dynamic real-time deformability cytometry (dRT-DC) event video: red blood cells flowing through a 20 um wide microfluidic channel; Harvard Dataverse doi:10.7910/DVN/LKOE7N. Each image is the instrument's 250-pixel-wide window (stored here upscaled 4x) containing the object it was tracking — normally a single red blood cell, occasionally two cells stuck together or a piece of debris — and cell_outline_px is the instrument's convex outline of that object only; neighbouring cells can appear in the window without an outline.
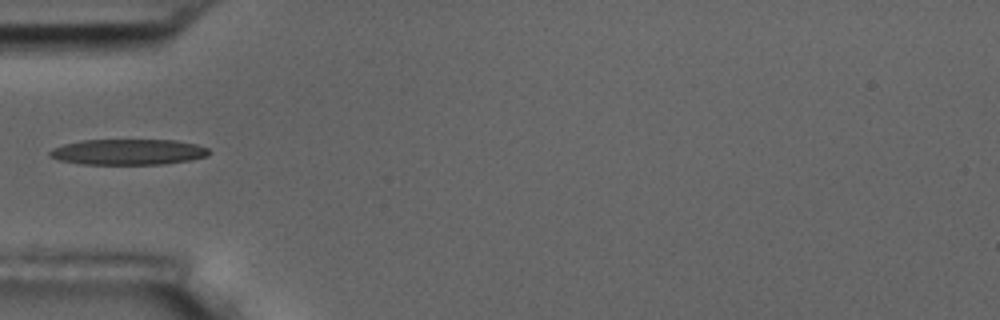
{"species": "common noctule bat (a hibernating species)", "species_latin": "Nyctalus noctula", "temperature_condition": "room temperature", "stored_images_in_passage": 2, "camera_frame_rate_fps": 3000, "um_per_image_px": 0.085, "animal": {"sex": "male", "body_mass_g": 17.5, "forearm_length_mm": 52.3}, "frame": {"image": 1, "passage_image": 1, "time_ms": 0.0, "image_size_px": [1000, 320], "cell_outline_px": [[212, 152], [208, 156], [192, 160], [164, 164], [80, 164], [60, 160], [48, 156], [48, 152], [52, 148], [64, 144], [84, 140], [176, 140], [196, 144], [208, 148]], "centroid_in_image_um": [10.92, 12.92], "position_along_channel_um": 74.1, "area_um2": 24.04}}